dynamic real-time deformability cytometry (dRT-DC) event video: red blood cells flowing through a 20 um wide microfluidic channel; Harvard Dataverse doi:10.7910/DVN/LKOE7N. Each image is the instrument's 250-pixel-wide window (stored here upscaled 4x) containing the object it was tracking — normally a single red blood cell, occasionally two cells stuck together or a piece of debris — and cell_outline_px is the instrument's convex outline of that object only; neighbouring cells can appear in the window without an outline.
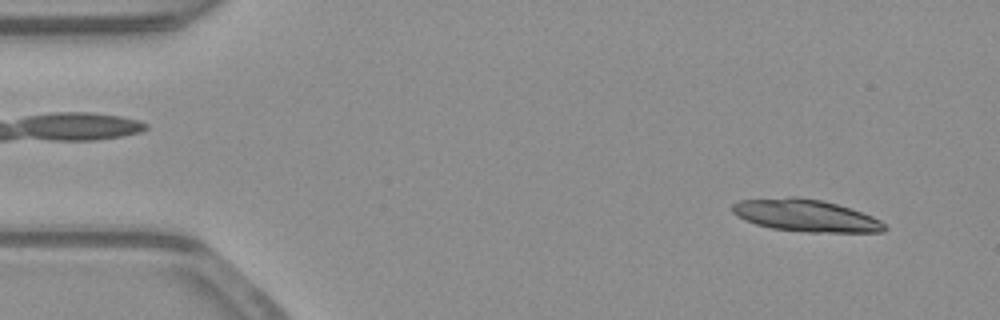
{"species": "common noctule bat (a hibernating species)", "species_latin": "Nyctalus noctula", "temperature_condition": "warm", "stored_images_in_passage": 30, "camera_frame_rate_fps": 3000, "um_per_image_px": 0.085, "animal": {"sex": "male", "body_mass_g": 23.1, "forearm_length_mm": 52.7}, "frame": {"image": 1, "passage_image": 4, "time_ms": 1.0, "image_size_px": [1000, 320], "cell_outline_px": [[888, 228], [884, 232], [808, 232], [772, 228], [756, 224], [744, 220], [732, 212], [732, 204], [740, 200], [792, 196], [820, 200], [836, 204], [872, 216], [880, 220]], "centroid_in_image_um": [68.47, 18.32], "position_along_channel_um": 16.5, "area_um2": 28.32}}
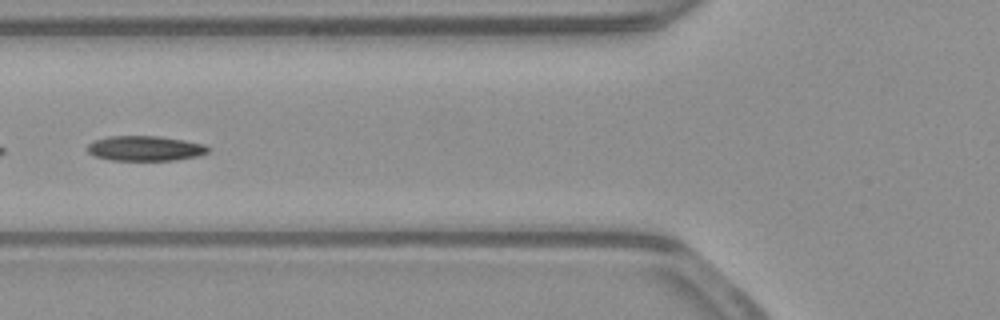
{"frame": {"image": 2, "passage_image": 20, "time_ms": 6.333, "image_size_px": [1000, 320], "cell_outline_px": [[208, 152], [200, 156], [176, 160], [112, 160], [96, 156], [88, 152], [88, 144], [96, 140], [108, 136], [160, 136], [184, 140], [204, 144], [208, 148]], "centroid_in_image_um": [12.37, 12.61], "position_along_channel_um": 113.4, "area_um2": 17.51}}